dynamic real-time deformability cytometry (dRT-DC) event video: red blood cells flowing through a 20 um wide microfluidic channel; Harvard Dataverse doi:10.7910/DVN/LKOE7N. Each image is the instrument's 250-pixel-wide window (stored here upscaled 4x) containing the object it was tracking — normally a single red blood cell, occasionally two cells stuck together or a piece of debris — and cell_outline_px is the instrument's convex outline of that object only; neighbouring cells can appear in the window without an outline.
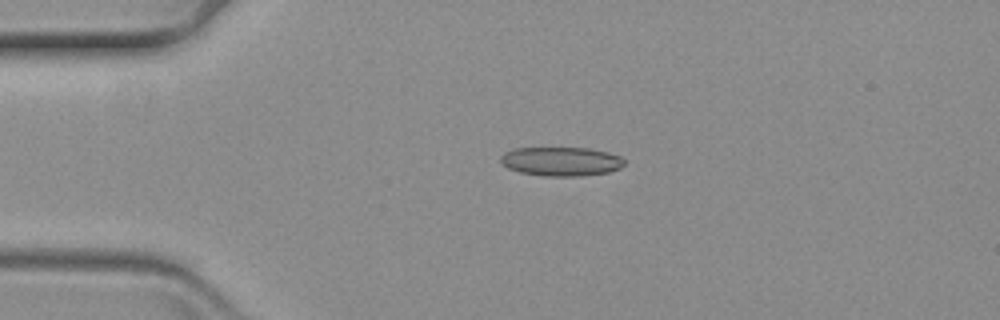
{"species": "common noctule bat (a hibernating species)", "species_latin": "Nyctalus noctula", "temperature_condition": "warm", "stored_images_in_passage": 48, "camera_frame_rate_fps": 3000, "um_per_image_px": 0.085, "animal": {"sex": "female", "body_mass_g": 19.3, "forearm_length_mm": 54.1}, "frame": {"image": 1, "passage_image": 1, "time_ms": 0.0, "image_size_px": [1000, 320], "cell_outline_px": [[624, 164], [620, 168], [608, 172], [580, 176], [544, 176], [520, 172], [508, 168], [500, 164], [500, 156], [504, 152], [512, 148], [588, 148], [608, 152], [620, 156], [624, 160]], "centroid_in_image_um": [47.66, 13.72], "position_along_channel_um": 37.3, "area_um2": 21.04}}
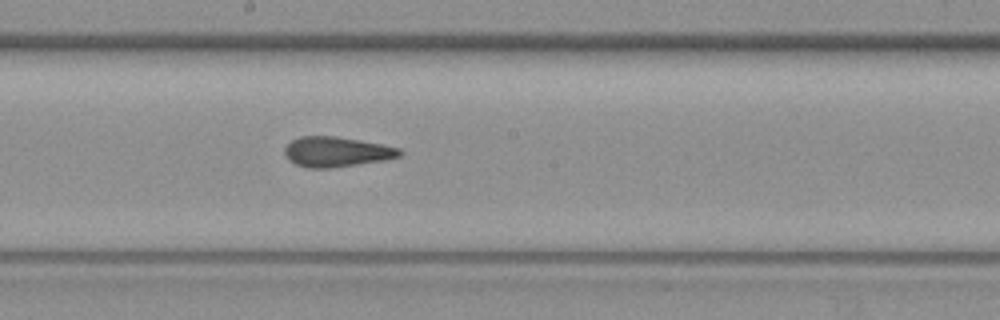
{"frame": {"image": 2, "passage_image": 20, "time_ms": 6.333, "image_size_px": [1000, 320], "cell_outline_px": [[404, 152], [400, 156], [384, 160], [332, 168], [308, 168], [296, 164], [288, 160], [284, 152], [284, 148], [292, 140], [300, 136], [332, 136], [360, 140], [384, 144], [400, 148]], "centroid_in_image_um": [28.62, 12.9], "position_along_channel_um": 219.6, "area_um2": 20.23}}
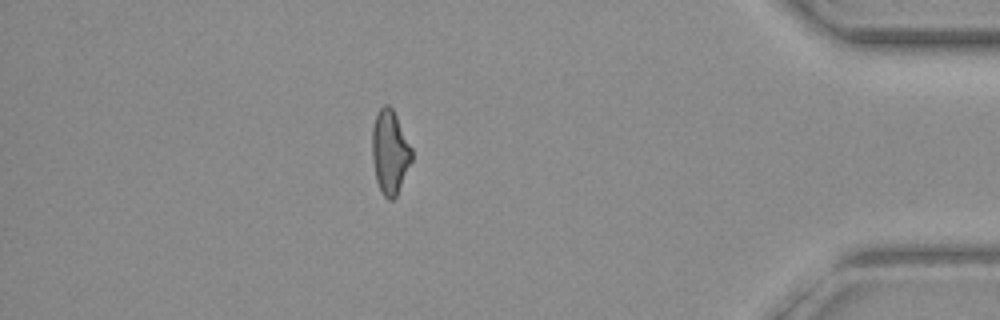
{"frame": {"image": 3, "passage_image": 40, "time_ms": 13.0, "image_size_px": [1000, 320], "cell_outline_px": [[412, 160], [396, 196], [392, 200], [388, 200], [384, 196], [376, 180], [372, 160], [372, 128], [376, 116], [380, 108], [384, 104], [388, 104], [392, 108], [412, 148]], "centroid_in_image_um": [33.13, 12.92], "position_along_channel_um": 402.1, "area_um2": 19.19}}